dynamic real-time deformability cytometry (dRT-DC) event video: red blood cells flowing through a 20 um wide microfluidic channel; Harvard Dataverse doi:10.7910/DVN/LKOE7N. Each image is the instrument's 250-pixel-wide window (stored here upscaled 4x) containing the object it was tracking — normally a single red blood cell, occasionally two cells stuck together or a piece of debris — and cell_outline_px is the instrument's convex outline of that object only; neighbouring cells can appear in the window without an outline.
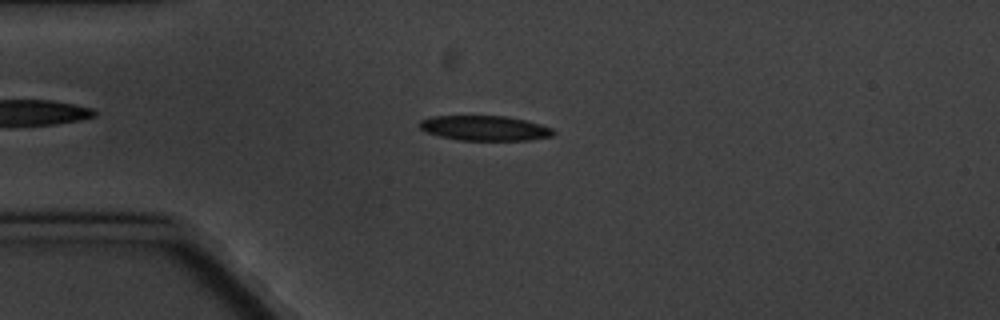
{"species": "common noctule bat (a hibernating species)", "species_latin": "Nyctalus noctula", "temperature_condition": "cold", "stored_images_in_passage": 7, "camera_frame_rate_fps": 3000, "um_per_image_px": 0.085, "animal": {"sex": "male", "body_mass_g": 20.1, "forearm_length_mm": 53.5}, "frame": {"image": 1, "passage_image": 3, "time_ms": 2.333, "image_size_px": [1000, 320], "cell_outline_px": [[556, 132], [552, 136], [532, 140], [460, 140], [440, 136], [428, 132], [420, 128], [420, 120], [432, 116], [504, 116], [524, 120], [540, 124], [552, 128]], "centroid_in_image_um": [41.23, 10.89], "position_along_channel_um": 43.8, "area_um2": 19.31}}